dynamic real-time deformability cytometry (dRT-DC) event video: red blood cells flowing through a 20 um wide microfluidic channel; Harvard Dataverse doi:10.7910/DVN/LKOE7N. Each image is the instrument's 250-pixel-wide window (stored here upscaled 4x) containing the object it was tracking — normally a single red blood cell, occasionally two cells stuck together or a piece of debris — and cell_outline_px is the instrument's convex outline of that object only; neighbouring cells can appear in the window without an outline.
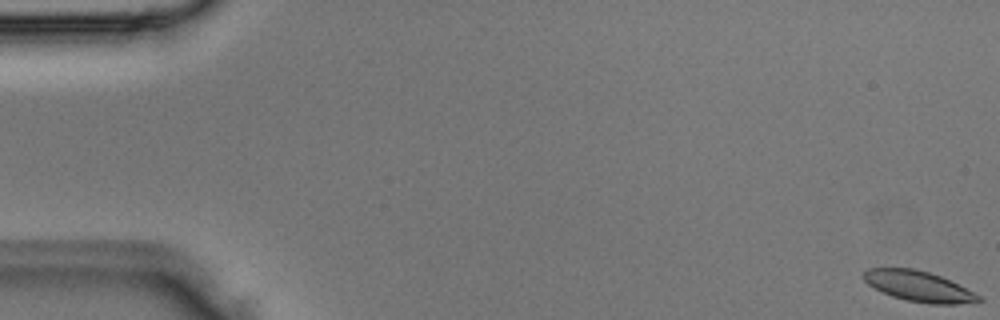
{"species": "Egyptian fruit bat (a non-hibernating species)", "species_latin": "Rousettus aegyptiacus", "temperature_condition": "room temperature", "stored_images_in_passage": 3, "camera_frame_rate_fps": 3000, "um_per_image_px": 0.085, "animal": {"sex": "male"}, "frame": {"image": 1, "passage_image": 1, "time_ms": 0.0, "image_size_px": [1000, 320], "cell_outline_px": [[984, 300], [976, 304], [928, 304], [908, 300], [892, 296], [868, 284], [860, 276], [868, 268], [916, 268], [940, 276], [980, 296]], "centroid_in_image_um": [78.1, 24.34], "position_along_channel_um": 6.9, "area_um2": 20.35}}